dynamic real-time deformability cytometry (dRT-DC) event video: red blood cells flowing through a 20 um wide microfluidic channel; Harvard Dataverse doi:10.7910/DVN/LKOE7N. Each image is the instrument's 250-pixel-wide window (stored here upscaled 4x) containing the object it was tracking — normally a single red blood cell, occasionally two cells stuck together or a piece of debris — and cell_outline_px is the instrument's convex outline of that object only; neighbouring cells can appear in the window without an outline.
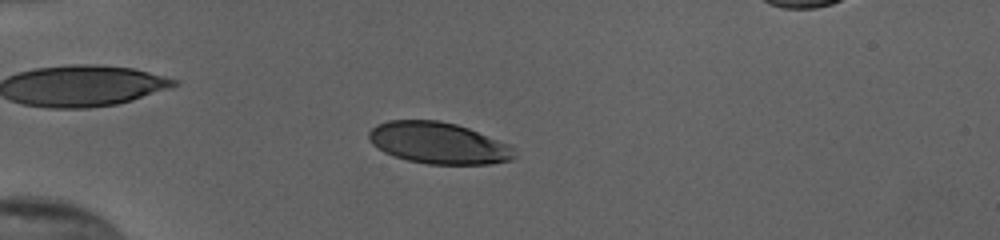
{"species": "human", "species_latin": "Homo sapiens", "temperature_condition": "cold", "stored_images_in_passage": 55, "camera_frame_rate_fps": 3000, "um_per_image_px": 0.085, "donor": {"sex": "female"}, "frame": {"image": 1, "passage_image": 17, "time_ms": 5.333, "image_size_px": [1000, 240], "cell_outline_px": [[516, 156], [512, 160], [492, 164], [428, 164], [408, 160], [384, 152], [372, 144], [368, 140], [368, 132], [376, 124], [388, 120], [436, 120], [456, 124], [468, 128], [508, 144], [512, 148]], "centroid_in_image_um": [37.24, 12.16], "position_along_channel_um": 47.8, "area_um2": 35.14}}
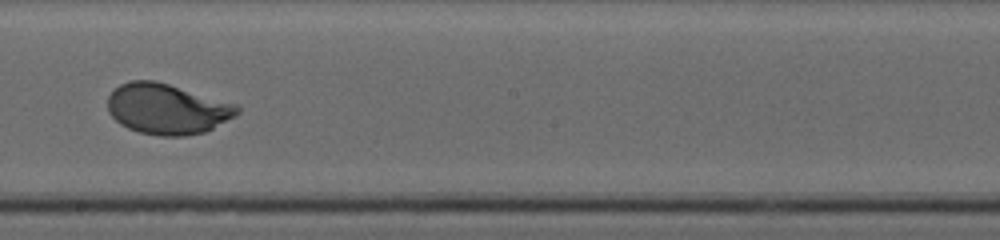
{"frame": {"image": 2, "passage_image": 34, "time_ms": 11.0, "image_size_px": [1000, 240], "cell_outline_px": [[240, 112], [236, 116], [204, 132], [184, 136], [160, 136], [140, 132], [128, 128], [120, 124], [108, 112], [108, 96], [120, 84], [132, 80], [156, 80], [236, 104], [240, 108]], "centroid_in_image_um": [14.2, 9.26], "position_along_channel_um": 234.0, "area_um2": 38.03}}
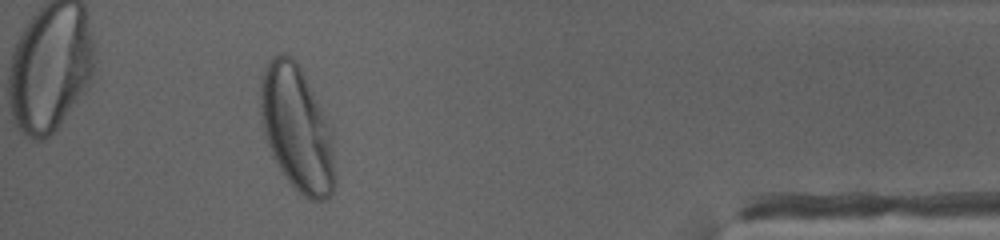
{"frame": {"image": 3, "passage_image": 51, "time_ms": 16.667, "image_size_px": [1000, 240], "cell_outline_px": [[336, 184], [332, 192], [324, 200], [308, 200], [280, 172], [272, 156], [264, 132], [260, 116], [260, 88], [264, 72], [268, 60], [280, 52], [292, 56], [300, 64], [332, 132], [336, 176]], "centroid_in_image_um": [25.24, 10.93], "position_along_channel_um": 410.0, "area_um2": 54.56}, "authors_computed_cell_mechanics": {"area_um2": 37.3966, "velocity_mm_per_s": 3.8328, "shape_relaxation_time_tau1_ms": 2.7873, "shape_relaxation_time_tau2_ms": null, "deformation_change_tau1": 0.1631, "deformation_change_tau2": null}}